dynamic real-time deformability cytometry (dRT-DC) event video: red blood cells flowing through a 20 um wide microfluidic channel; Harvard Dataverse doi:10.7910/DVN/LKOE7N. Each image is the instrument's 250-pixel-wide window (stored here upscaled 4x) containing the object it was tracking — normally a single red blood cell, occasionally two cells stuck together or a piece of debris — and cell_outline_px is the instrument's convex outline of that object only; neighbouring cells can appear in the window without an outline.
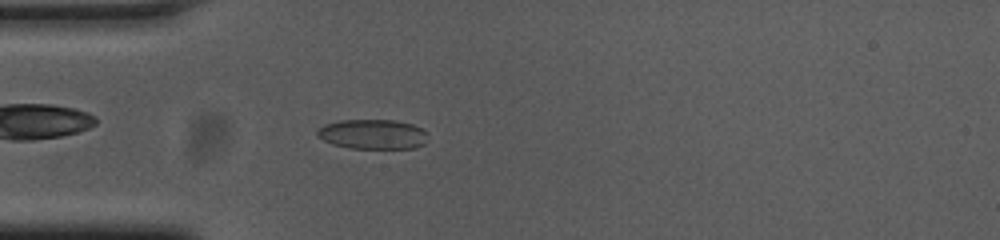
{"species": "common noctule bat (a hibernating species)", "species_latin": "Nyctalus noctula", "temperature_condition": "cold", "stored_images_in_passage": 52, "camera_frame_rate_fps": 3000, "um_per_image_px": 0.085, "animal": {"sex": "female", "body_mass_g": 23.0, "forearm_length_mm": 53.4}, "frame": {"image": 1, "passage_image": 13, "time_ms": 4.0, "image_size_px": [1000, 240], "cell_outline_px": [[428, 132], [424, 144], [416, 148], [352, 148], [332, 144], [316, 136], [316, 132], [324, 124], [340, 120], [396, 120], [412, 124], [424, 128]], "centroid_in_image_um": [31.71, 11.4], "position_along_channel_um": 53.3, "area_um2": 19.31}}
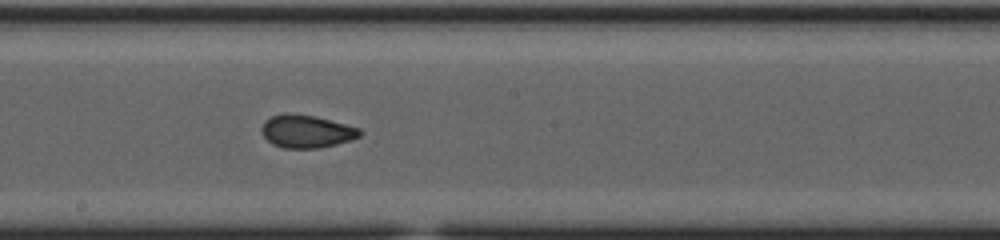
{"frame": {"image": 2, "passage_image": 27, "time_ms": 8.667, "image_size_px": [1000, 240], "cell_outline_px": [[364, 132], [360, 136], [352, 140], [336, 144], [316, 148], [284, 148], [272, 144], [264, 136], [260, 128], [264, 120], [272, 116], [284, 112], [292, 112], [316, 116], [360, 128]], "centroid_in_image_um": [26.05, 11.14], "position_along_channel_um": 222.2, "area_um2": 19.07}}
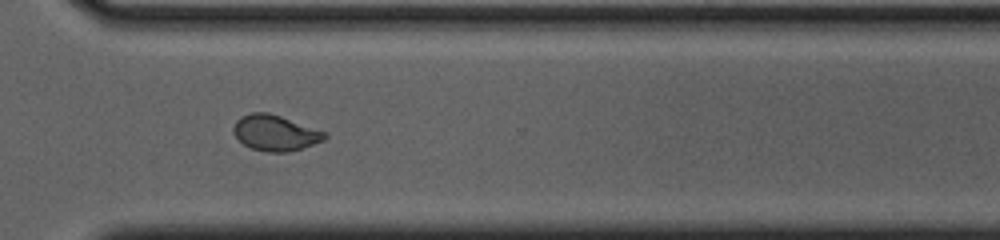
{"frame": {"image": 3, "passage_image": 37, "time_ms": 12.0, "image_size_px": [1000, 240], "cell_outline_px": [[328, 136], [324, 140], [288, 152], [268, 152], [252, 148], [244, 144], [232, 132], [232, 128], [236, 120], [240, 116], [252, 112], [268, 112], [280, 116], [324, 132]], "centroid_in_image_um": [23.34, 11.28], "position_along_channel_um": 347.3, "area_um2": 18.67}, "authors_computed_cell_mechanics": {"area_um2": 18.9584, "velocity_mm_per_s": 3.7446, "shape_relaxation_time_tau1_ms": null, "shape_relaxation_time_tau2_ms": 1.453, "deformation_change_tau1": null, "deformation_change_tau2": 0.0617}}